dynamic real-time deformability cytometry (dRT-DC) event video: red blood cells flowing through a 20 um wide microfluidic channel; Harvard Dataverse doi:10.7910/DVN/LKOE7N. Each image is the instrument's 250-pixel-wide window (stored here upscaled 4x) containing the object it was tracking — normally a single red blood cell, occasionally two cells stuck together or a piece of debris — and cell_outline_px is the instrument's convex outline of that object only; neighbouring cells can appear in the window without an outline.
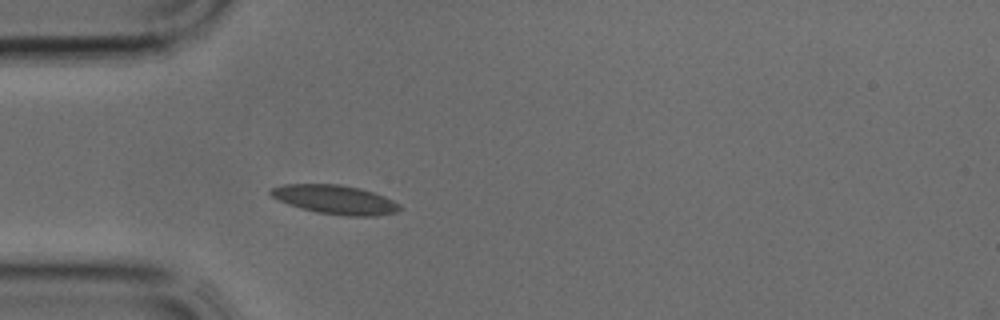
{"species": "common noctule bat (a hibernating species)", "species_latin": "Nyctalus noctula", "temperature_condition": "cold", "stored_images_in_passage": 13, "camera_frame_rate_fps": 3000, "um_per_image_px": 0.085, "animal": {"sex": "male", "body_mass_g": 17.9, "forearm_length_mm": 54.2}, "frame": {"image": 1, "passage_image": 9, "time_ms": 2.667, "image_size_px": [1000, 320], "cell_outline_px": [[400, 208], [396, 212], [376, 216], [348, 216], [316, 212], [288, 204], [272, 196], [268, 192], [272, 188], [284, 184], [340, 184], [360, 188], [384, 196], [400, 204]], "centroid_in_image_um": [28.49, 16.96], "position_along_channel_um": 56.5, "area_um2": 21.62}}